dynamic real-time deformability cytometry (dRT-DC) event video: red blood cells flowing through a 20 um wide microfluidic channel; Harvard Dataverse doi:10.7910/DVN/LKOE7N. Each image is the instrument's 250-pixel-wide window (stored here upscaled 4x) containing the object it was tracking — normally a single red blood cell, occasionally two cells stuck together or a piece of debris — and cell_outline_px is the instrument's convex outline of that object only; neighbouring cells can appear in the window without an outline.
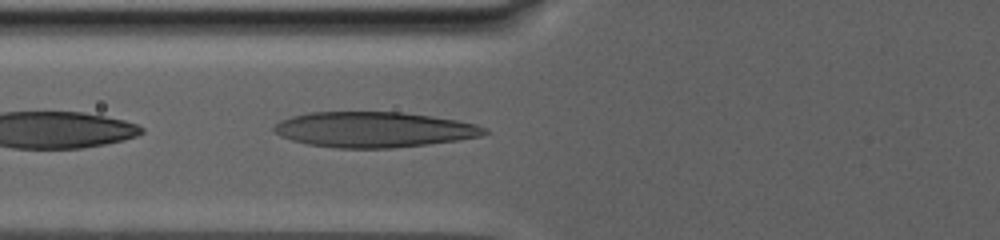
{"species": "human", "species_latin": "Homo sapiens", "temperature_condition": "warm", "stored_images_in_passage": 19, "camera_frame_rate_fps": 3000, "um_per_image_px": 0.085, "donor": {"sex": "male"}, "frame": {"image": 1, "passage_image": 4, "time_ms": 1.0, "image_size_px": [1000, 240], "cell_outline_px": [[488, 132], [480, 136], [460, 140], [428, 144], [392, 148], [336, 148], [308, 144], [292, 140], [280, 136], [272, 128], [280, 120], [292, 116], [308, 112], [404, 112], [432, 116], [456, 120], [476, 124], [488, 128]], "centroid_in_image_um": [31.79, 11.01], "position_along_channel_um": 94.0, "area_um2": 43.58}}
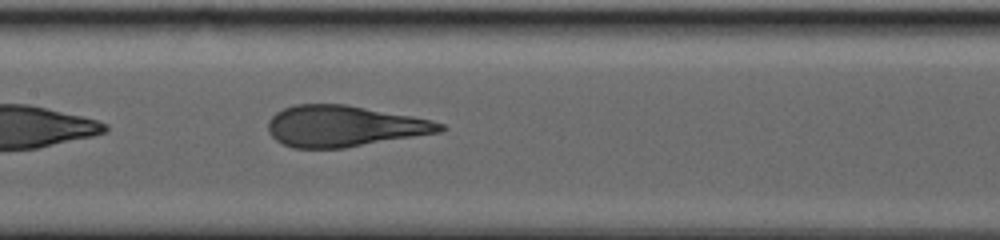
{"frame": {"image": 2, "passage_image": 14, "time_ms": 4.333, "image_size_px": [1000, 240], "cell_outline_px": [[448, 128], [444, 132], [344, 148], [292, 148], [276, 140], [268, 132], [268, 120], [276, 112], [284, 108], [296, 104], [344, 104], [412, 116], [432, 120], [444, 124]], "centroid_in_image_um": [29.28, 10.73], "position_along_channel_um": 178.1, "area_um2": 41.38}}
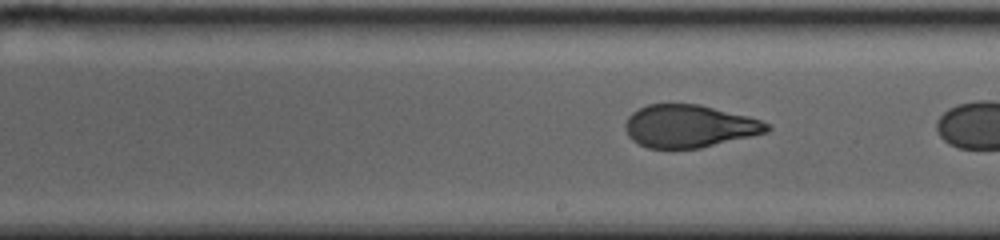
{"frame": {"image": 3, "passage_image": 17, "time_ms": 5.333, "image_size_px": [1000, 240], "cell_outline_px": [[772, 128], [768, 132], [700, 148], [648, 148], [632, 140], [628, 136], [624, 128], [624, 124], [628, 116], [632, 112], [648, 104], [700, 104], [748, 116], [760, 120], [768, 124]], "centroid_in_image_um": [58.57, 10.72], "position_along_channel_um": 230.4, "area_um2": 35.2}}